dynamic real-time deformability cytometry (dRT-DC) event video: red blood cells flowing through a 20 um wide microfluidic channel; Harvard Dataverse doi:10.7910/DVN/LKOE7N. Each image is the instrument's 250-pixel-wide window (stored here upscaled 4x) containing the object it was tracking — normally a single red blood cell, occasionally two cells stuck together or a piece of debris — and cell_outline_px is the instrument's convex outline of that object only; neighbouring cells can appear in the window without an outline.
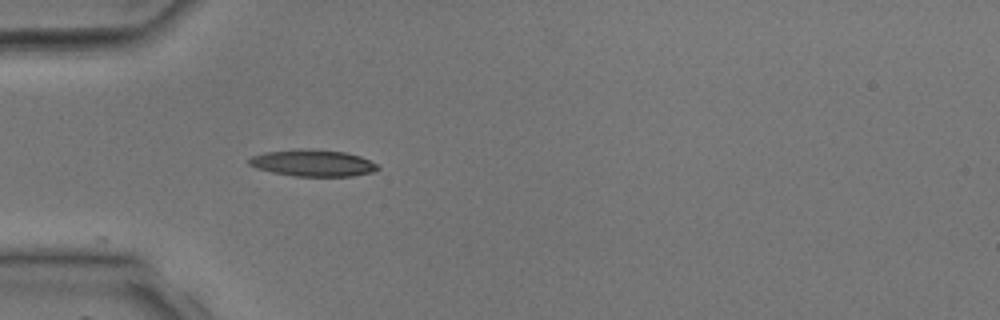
{"species": "common noctule bat (a hibernating species)", "species_latin": "Nyctalus noctula", "temperature_condition": "room temperature", "stored_images_in_passage": 23, "camera_frame_rate_fps": 3000, "um_per_image_px": 0.085, "animal": {"sex": "male", "body_mass_g": 17.9, "forearm_length_mm": 54.2}, "frame": {"image": 1, "passage_image": 1, "time_ms": 0.0, "image_size_px": [1000, 320], "cell_outline_px": [[380, 168], [372, 172], [352, 176], [292, 176], [272, 172], [256, 168], [248, 164], [248, 160], [252, 156], [264, 152], [300, 148], [344, 152], [360, 156], [376, 164]], "centroid_in_image_um": [26.55, 13.86], "position_along_channel_um": 58.5, "area_um2": 19.94}}
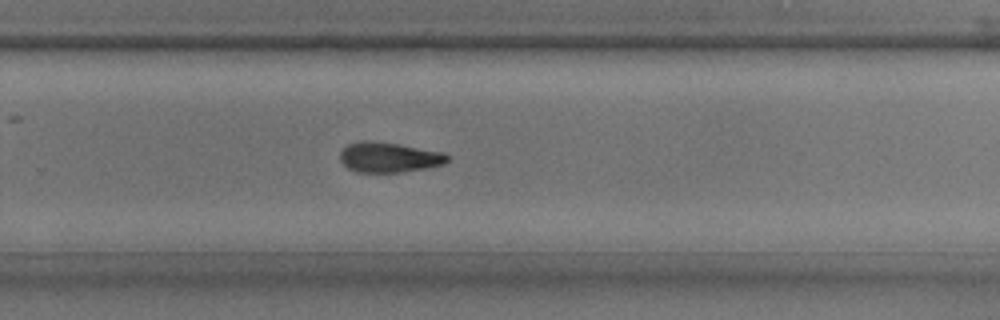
{"frame": {"image": 2, "passage_image": 15, "time_ms": 4.667, "image_size_px": [1000, 320], "cell_outline_px": [[448, 160], [444, 164], [424, 168], [400, 172], [356, 172], [348, 168], [340, 160], [340, 152], [348, 144], [364, 140], [368, 140], [400, 144], [444, 152], [448, 156]], "centroid_in_image_um": [33.05, 13.36], "position_along_channel_um": 296.7, "area_um2": 18.79}}
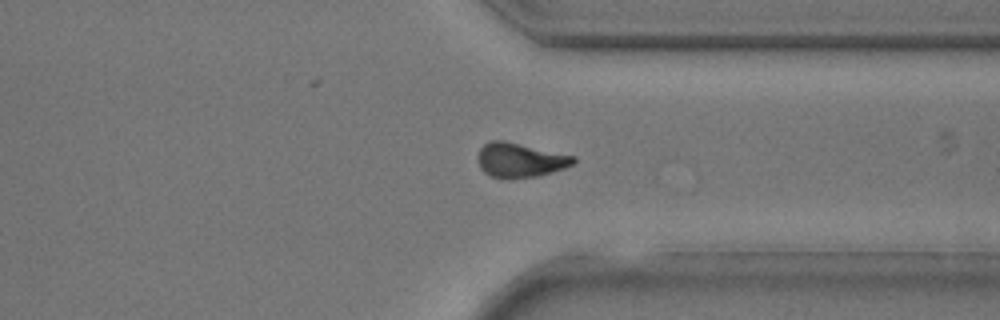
{"frame": {"image": 3, "passage_image": 19, "time_ms": 6.0, "image_size_px": [1000, 320], "cell_outline_px": [[576, 160], [572, 164], [564, 168], [552, 172], [536, 176], [508, 180], [504, 180], [492, 176], [484, 172], [480, 168], [480, 148], [488, 140], [504, 140], [576, 156]], "centroid_in_image_um": [44.22, 13.61], "position_along_channel_um": 367.2, "area_um2": 19.25}}